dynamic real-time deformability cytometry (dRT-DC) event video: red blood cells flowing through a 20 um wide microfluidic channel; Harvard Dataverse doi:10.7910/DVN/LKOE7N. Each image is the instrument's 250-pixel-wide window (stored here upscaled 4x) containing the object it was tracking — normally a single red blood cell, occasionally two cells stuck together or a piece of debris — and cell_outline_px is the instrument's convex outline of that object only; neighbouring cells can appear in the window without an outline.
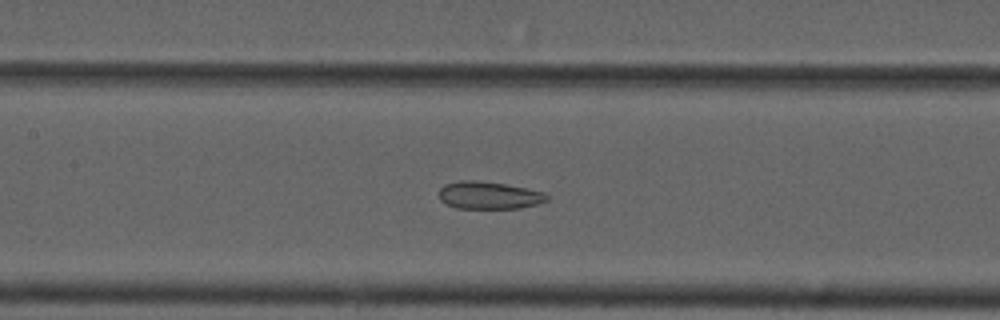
{"species": "common noctule bat (a hibernating species)", "species_latin": "Nyctalus noctula", "temperature_condition": "cold", "stored_images_in_passage": 55, "camera_frame_rate_fps": 3000, "um_per_image_px": 0.085, "animal": {"sex": "male", "forearm_length_mm": 52.5}, "frame": {"image": 1, "passage_image": 26, "time_ms": 8.333, "image_size_px": [1000, 320], "cell_outline_px": [[548, 200], [536, 204], [520, 208], [456, 208], [440, 200], [436, 192], [444, 184], [460, 180], [480, 180], [504, 184], [544, 192], [548, 196]], "centroid_in_image_um": [41.5, 16.59], "position_along_channel_um": 165.9, "area_um2": 17.34}}
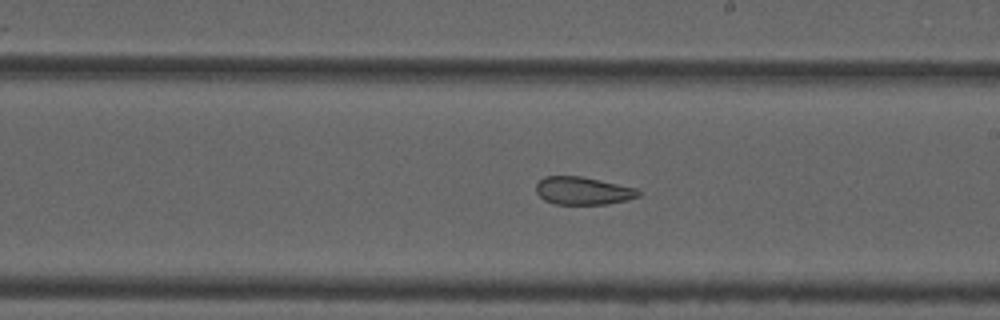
{"frame": {"image": 2, "passage_image": 32, "time_ms": 10.333, "image_size_px": [1000, 320], "cell_outline_px": [[640, 196], [628, 200], [608, 204], [556, 204], [544, 200], [536, 192], [536, 184], [544, 176], [580, 176], [636, 188], [640, 192]], "centroid_in_image_um": [49.55, 16.22], "position_along_channel_um": 239.5, "area_um2": 16.53}}
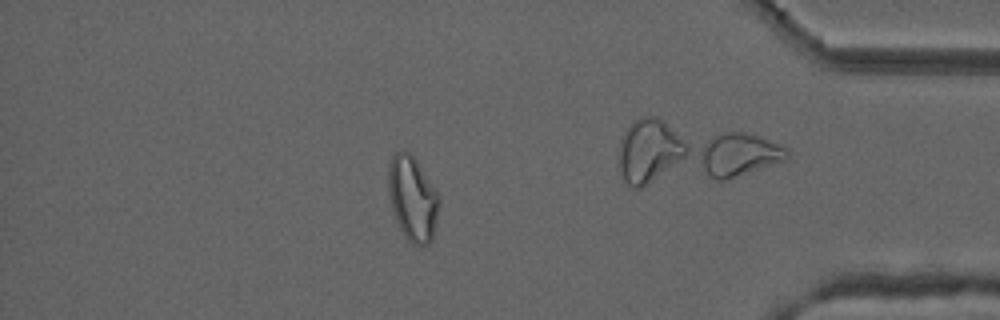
{"frame": {"image": 3, "passage_image": 48, "time_ms": 15.667, "image_size_px": [1000, 320], "cell_outline_px": [[440, 204], [432, 240], [428, 244], [412, 244], [404, 236], [396, 220], [392, 208], [388, 192], [388, 164], [392, 156], [396, 152], [404, 148], [412, 152], [440, 196]], "centroid_in_image_um": [35.07, 16.81], "position_along_channel_um": 400.1, "area_um2": 25.43}}